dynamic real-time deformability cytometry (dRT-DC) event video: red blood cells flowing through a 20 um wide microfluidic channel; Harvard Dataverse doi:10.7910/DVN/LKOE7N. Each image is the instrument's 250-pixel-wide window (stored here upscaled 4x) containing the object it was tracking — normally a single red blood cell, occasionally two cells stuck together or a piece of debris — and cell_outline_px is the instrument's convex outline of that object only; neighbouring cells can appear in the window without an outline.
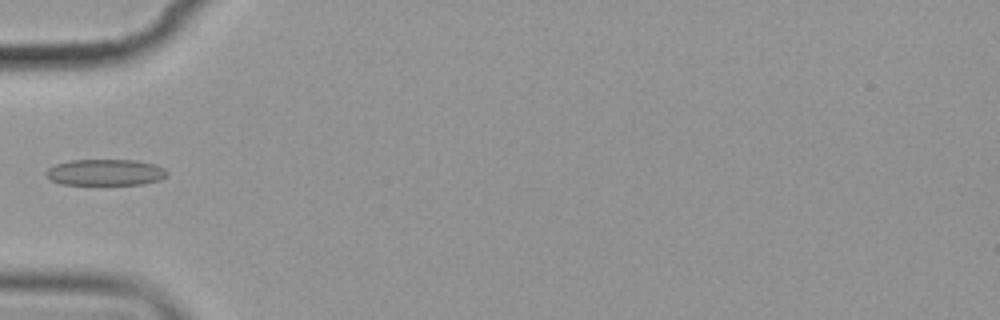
{"species": "common noctule bat (a hibernating species)", "species_latin": "Nyctalus noctula", "temperature_condition": "cold", "stored_images_in_passage": 5, "camera_frame_rate_fps": 3000, "um_per_image_px": 0.085, "animal": {"sex": "female", "body_mass_g": 19.9}, "frame": {"image": 1, "passage_image": 5, "time_ms": 5.333, "image_size_px": [1000, 320], "cell_outline_px": [[168, 176], [160, 180], [144, 184], [60, 184], [44, 176], [44, 172], [52, 164], [68, 160], [136, 160], [152, 164], [164, 168], [168, 172]], "centroid_in_image_um": [8.91, 14.64], "position_along_channel_um": 76.1, "area_um2": 18.73}}